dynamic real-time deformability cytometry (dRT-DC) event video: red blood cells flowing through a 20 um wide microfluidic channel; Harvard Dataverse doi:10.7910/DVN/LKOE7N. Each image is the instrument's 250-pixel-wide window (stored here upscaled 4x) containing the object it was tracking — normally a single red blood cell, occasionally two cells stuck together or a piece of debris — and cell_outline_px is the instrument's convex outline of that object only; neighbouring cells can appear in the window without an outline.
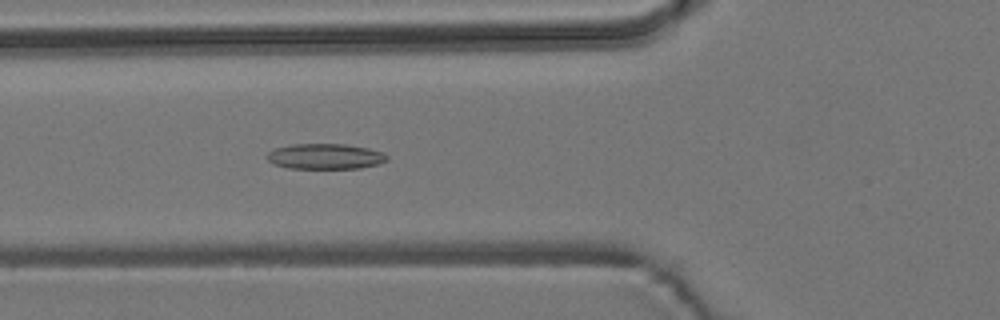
{"species": "common noctule bat (a hibernating species)", "species_latin": "Nyctalus noctula", "temperature_condition": "room temperature", "stored_images_in_passage": 44, "camera_frame_rate_fps": 3000, "um_per_image_px": 0.085, "animal": {"sex": "male", "body_mass_g": 19.2, "forearm_length_mm": 51.8}, "frame": {"image": 1, "passage_image": 13, "time_ms": 4.0, "image_size_px": [1000, 320], "cell_outline_px": [[388, 160], [380, 164], [360, 168], [288, 168], [272, 164], [264, 156], [268, 152], [276, 148], [292, 144], [348, 144], [368, 148], [384, 152], [388, 156]], "centroid_in_image_um": [27.65, 13.29], "position_along_channel_um": 98.1, "area_um2": 18.03}}
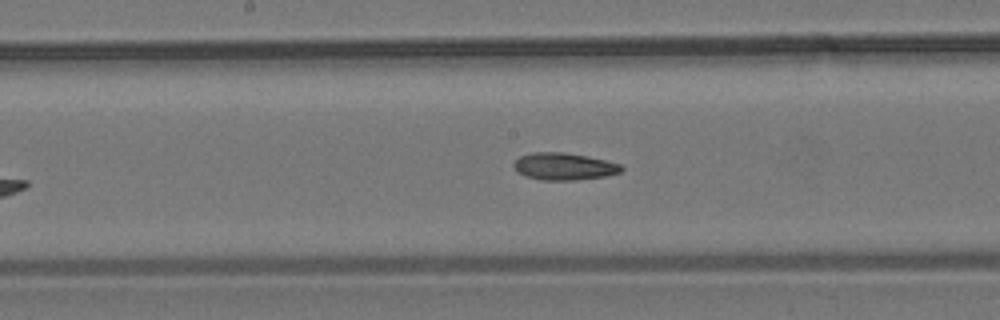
{"frame": {"image": 2, "passage_image": 21, "time_ms": 6.667, "image_size_px": [1000, 320], "cell_outline_px": [[624, 168], [620, 172], [604, 176], [576, 180], [540, 180], [528, 176], [520, 172], [512, 164], [520, 156], [532, 152], [564, 152], [588, 156], [620, 164]], "centroid_in_image_um": [47.95, 14.14], "position_along_channel_um": 200.2, "area_um2": 16.82}}
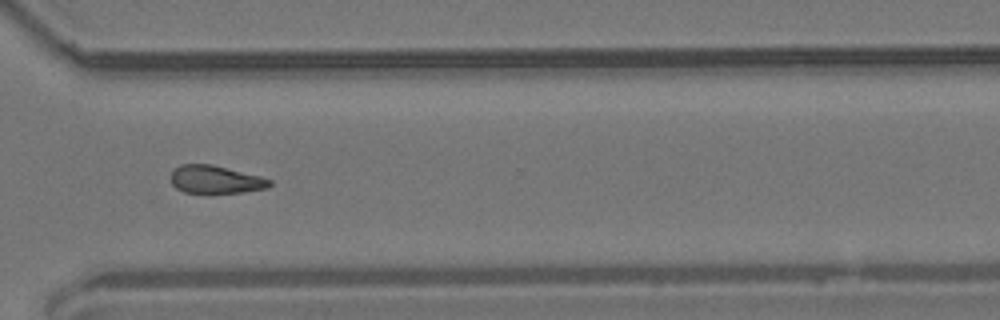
{"frame": {"image": 3, "passage_image": 33, "time_ms": 10.667, "image_size_px": [1000, 320], "cell_outline_px": [[272, 184], [268, 188], [244, 192], [208, 196], [184, 192], [176, 188], [172, 184], [172, 172], [180, 164], [212, 164], [260, 176], [272, 180]], "centroid_in_image_um": [18.34, 15.31], "position_along_channel_um": 352.3, "area_um2": 16.76}, "authors_computed_cell_mechanics": {"area_um2": 18.2648, "velocity_mm_per_s": 3.8123, "shape_relaxation_time_tau1_ms": null, "shape_relaxation_time_tau2_ms": 10.9892, "deformation_change_tau1": null, "deformation_change_tau2": 0.2057}}